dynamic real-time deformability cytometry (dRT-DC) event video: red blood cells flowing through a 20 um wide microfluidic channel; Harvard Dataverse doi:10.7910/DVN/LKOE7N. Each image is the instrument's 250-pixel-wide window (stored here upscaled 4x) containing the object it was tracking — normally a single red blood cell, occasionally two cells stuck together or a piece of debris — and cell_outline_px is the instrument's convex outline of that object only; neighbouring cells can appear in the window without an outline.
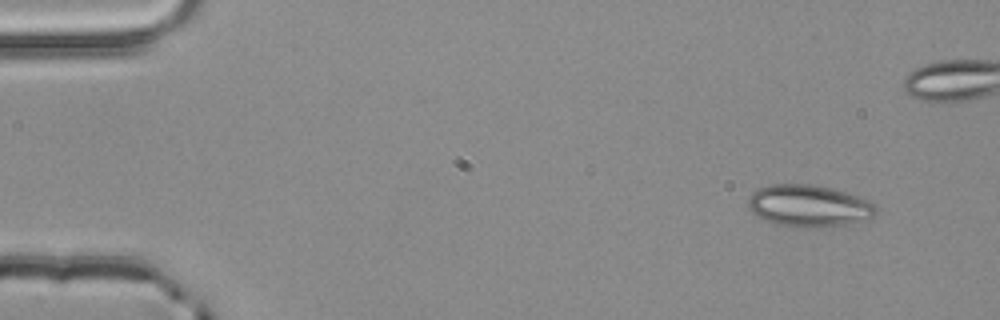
{"species": "common noctule bat (a hibernating species)", "species_latin": "Nyctalus noctula", "temperature_condition": "room temperature", "stored_images_in_passage": 5, "camera_frame_rate_fps": 3000, "um_per_image_px": 0.085, "animal": {"sex": "male", "body_mass_g": 20.4}, "frame": {"image": 1, "passage_image": 1, "time_ms": 0.0, "image_size_px": [1000, 320], "cell_outline_px": [[876, 212], [868, 220], [848, 224], [820, 228], [792, 228], [776, 224], [764, 220], [756, 216], [752, 212], [748, 204], [748, 196], [756, 188], [768, 184], [812, 184], [832, 188], [856, 196], [876, 204]], "centroid_in_image_um": [68.71, 17.51], "position_along_channel_um": 16.3, "area_um2": 31.79}}